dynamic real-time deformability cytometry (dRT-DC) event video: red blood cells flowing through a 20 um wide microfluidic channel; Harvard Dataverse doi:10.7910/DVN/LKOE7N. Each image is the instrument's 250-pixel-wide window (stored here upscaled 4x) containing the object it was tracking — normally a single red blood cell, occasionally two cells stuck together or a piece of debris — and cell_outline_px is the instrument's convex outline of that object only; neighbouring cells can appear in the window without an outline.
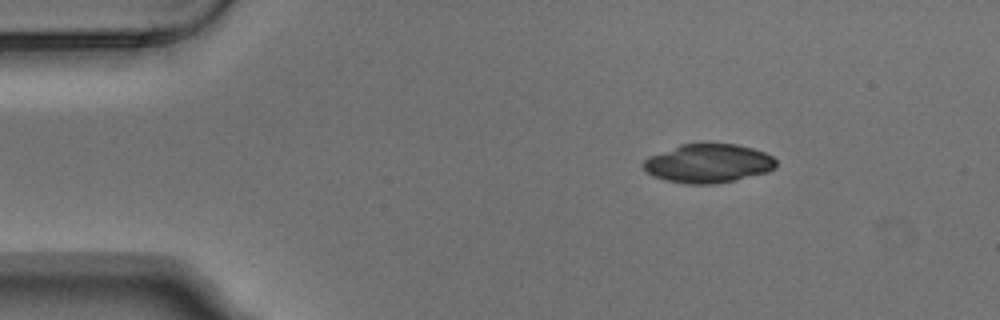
{"species": "Egyptian fruit bat (a non-hibernating species)", "species_latin": "Rousettus aegyptiacus", "temperature_condition": "warm", "stored_images_in_passage": 4, "camera_frame_rate_fps": 3000, "um_per_image_px": 0.085, "animal": {"sex": "male"}, "frame": {"image": 1, "passage_image": 1, "time_ms": 0.0, "image_size_px": [1000, 320], "cell_outline_px": [[776, 164], [768, 172], [736, 180], [716, 184], [684, 184], [664, 180], [652, 176], [644, 172], [640, 164], [648, 156], [680, 144], [704, 140], [736, 144], [752, 148], [764, 152], [772, 156], [776, 160]], "centroid_in_image_um": [60.13, 13.86], "position_along_channel_um": 24.9, "area_um2": 31.15}}
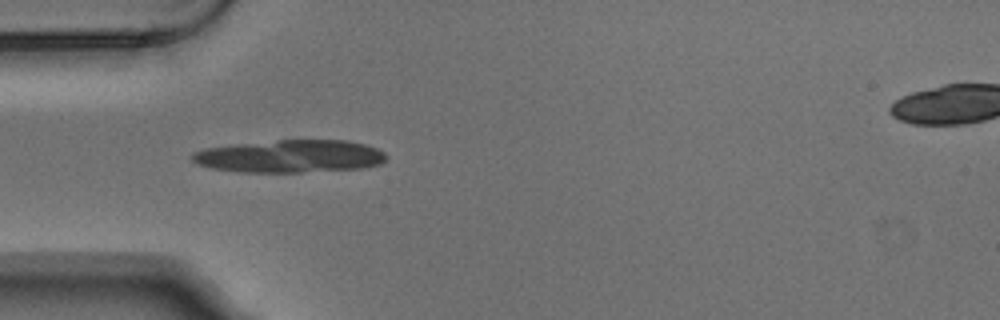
{"frame": {"image": 2, "passage_image": 3, "time_ms": 0.667, "image_size_px": [1000, 320], "cell_outline_px": [[388, 156], [380, 164], [364, 168], [300, 172], [240, 172], [212, 168], [200, 164], [192, 160], [192, 152], [204, 148], [236, 144], [280, 140], [348, 140], [364, 144], [376, 148], [384, 152]], "centroid_in_image_um": [24.67, 13.28], "position_along_channel_um": 60.3, "area_um2": 36.88}}